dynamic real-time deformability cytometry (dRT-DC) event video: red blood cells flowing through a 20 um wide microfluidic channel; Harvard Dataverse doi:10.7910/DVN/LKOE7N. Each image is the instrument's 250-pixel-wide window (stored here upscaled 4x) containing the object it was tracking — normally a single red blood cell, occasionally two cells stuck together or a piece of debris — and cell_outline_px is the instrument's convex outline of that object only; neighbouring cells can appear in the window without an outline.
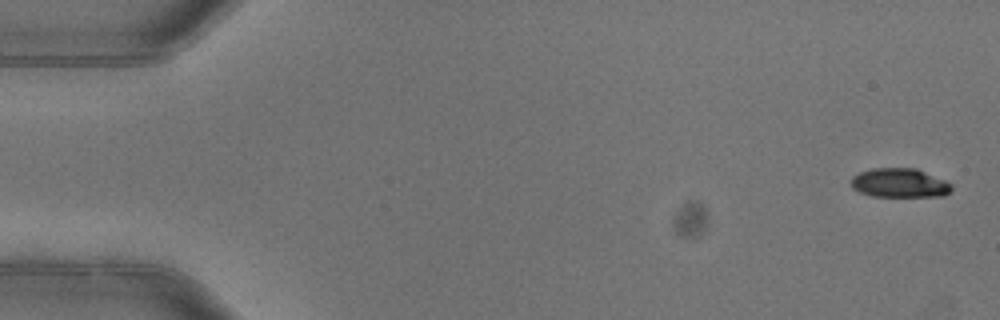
{"species": "common noctule bat (a hibernating species)", "species_latin": "Nyctalus noctula", "temperature_condition": "warm", "stored_images_in_passage": 4, "camera_frame_rate_fps": 3000, "um_per_image_px": 0.085, "animal": {"sex": "female"}, "frame": {"image": 1, "passage_image": 1, "time_ms": 0.0, "image_size_px": [1000, 320], "cell_outline_px": [[952, 188], [944, 196], [872, 196], [860, 192], [852, 188], [852, 176], [860, 172], [872, 168], [916, 168], [944, 180], [952, 184]], "centroid_in_image_um": [76.46, 15.55], "position_along_channel_um": 8.5, "area_um2": 16.94}}